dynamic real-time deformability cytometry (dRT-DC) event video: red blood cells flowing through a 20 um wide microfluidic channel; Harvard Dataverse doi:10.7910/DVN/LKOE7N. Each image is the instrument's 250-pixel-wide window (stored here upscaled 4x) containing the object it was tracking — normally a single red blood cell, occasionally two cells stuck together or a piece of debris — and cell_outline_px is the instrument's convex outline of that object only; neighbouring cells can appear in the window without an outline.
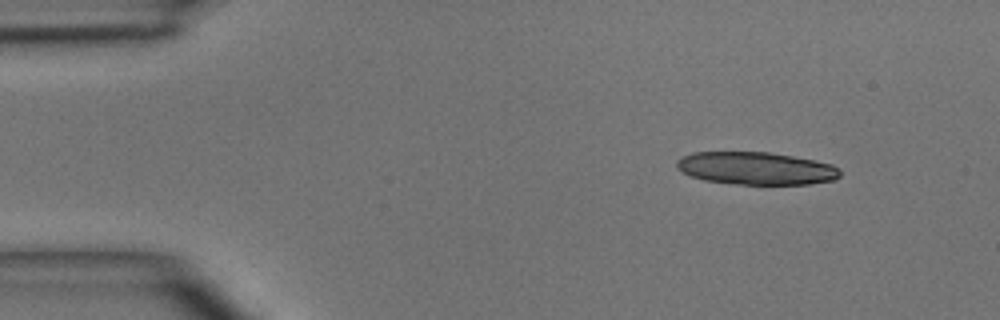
{"species": "common noctule bat (a hibernating species)", "species_latin": "Nyctalus noctula", "temperature_condition": "room temperature", "stored_images_in_passage": 3, "camera_frame_rate_fps": 3000, "um_per_image_px": 0.085, "animal": {"sex": "male", "body_mass_g": 15.6}, "frame": {"image": 1, "passage_image": 1, "time_ms": 0.0, "image_size_px": [1000, 320], "cell_outline_px": [[840, 176], [832, 180], [808, 184], [736, 184], [704, 180], [692, 176], [676, 168], [676, 160], [692, 152], [768, 152], [816, 160], [832, 164], [840, 168]], "centroid_in_image_um": [64.27, 14.3], "position_along_channel_um": 20.7, "area_um2": 31.04}}